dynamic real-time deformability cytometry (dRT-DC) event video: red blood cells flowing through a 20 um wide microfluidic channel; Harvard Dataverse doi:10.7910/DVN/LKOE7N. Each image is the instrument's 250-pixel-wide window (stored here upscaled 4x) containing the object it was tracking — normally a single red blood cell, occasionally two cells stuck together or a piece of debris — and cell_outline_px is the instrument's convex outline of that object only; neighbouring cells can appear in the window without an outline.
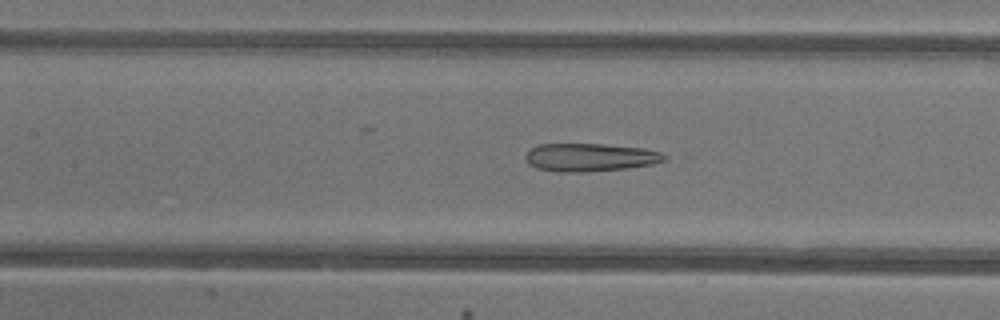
{"species": "common noctule bat (a hibernating species)", "species_latin": "Nyctalus noctula", "temperature_condition": "warm", "stored_images_in_passage": 29, "camera_frame_rate_fps": 3000, "um_per_image_px": 0.085, "animal": {"sex": "female"}, "frame": {"image": 1, "passage_image": 12, "time_ms": 3.667, "image_size_px": [1000, 320], "cell_outline_px": [[668, 156], [664, 160], [652, 164], [628, 168], [588, 172], [556, 172], [536, 168], [528, 164], [524, 156], [536, 144], [604, 144], [644, 148], [664, 152]], "centroid_in_image_um": [50.16, 13.38], "position_along_channel_um": 157.2, "area_um2": 23.0}}
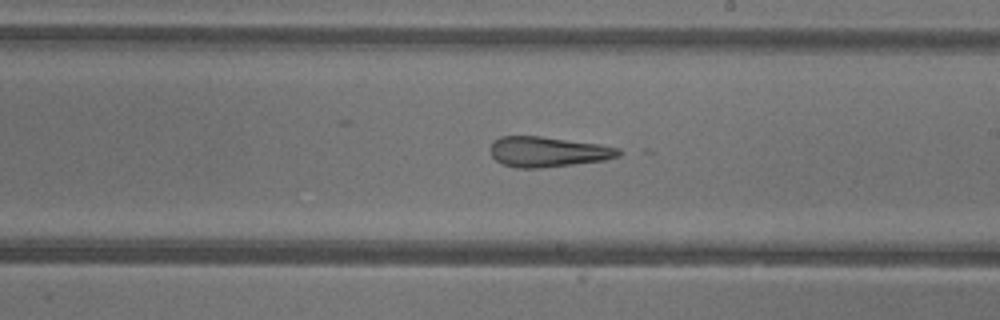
{"frame": {"image": 2, "passage_image": 18, "time_ms": 5.667, "image_size_px": [1000, 320], "cell_outline_px": [[628, 152], [620, 156], [604, 160], [540, 168], [516, 168], [504, 164], [496, 160], [492, 156], [492, 140], [500, 136], [540, 136], [596, 144], [620, 148]], "centroid_in_image_um": [46.61, 12.9], "position_along_channel_um": 242.4, "area_um2": 22.54}}
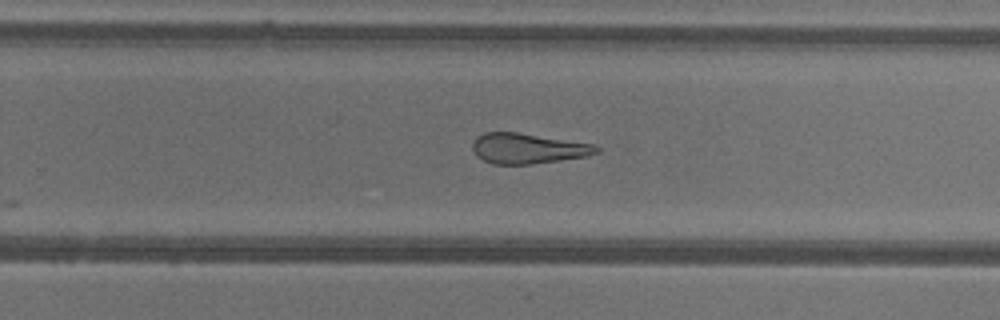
{"frame": {"image": 3, "passage_image": 21, "time_ms": 6.667, "image_size_px": [1000, 320], "cell_outline_px": [[600, 152], [588, 156], [532, 164], [492, 164], [476, 156], [472, 148], [472, 144], [476, 136], [484, 132], [516, 132], [596, 144], [600, 148]], "centroid_in_image_um": [44.88, 12.61], "position_along_channel_um": 284.9, "area_um2": 22.08}}